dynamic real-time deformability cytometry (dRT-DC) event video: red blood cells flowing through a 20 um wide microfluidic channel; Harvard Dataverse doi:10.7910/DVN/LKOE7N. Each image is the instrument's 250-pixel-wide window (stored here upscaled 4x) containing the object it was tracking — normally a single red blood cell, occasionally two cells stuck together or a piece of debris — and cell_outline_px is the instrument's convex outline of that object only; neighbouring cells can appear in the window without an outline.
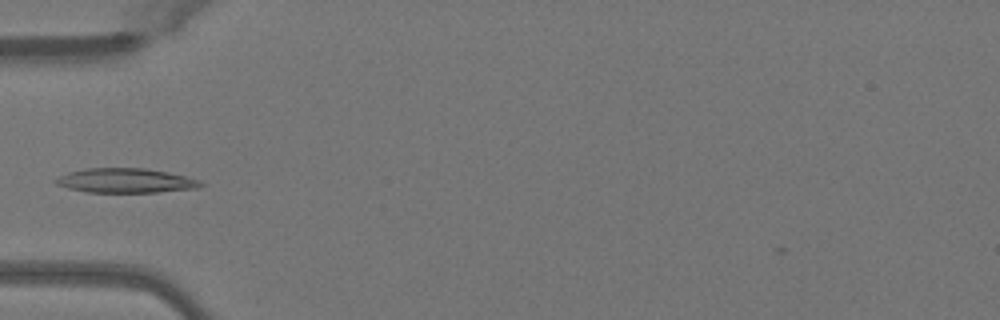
{"species": "Egyptian fruit bat (a non-hibernating species)", "species_latin": "Rousettus aegyptiacus", "temperature_condition": "warm", "stored_images_in_passage": 34, "camera_frame_rate_fps": 3000, "um_per_image_px": 0.085, "animal": {"sex": "female"}, "frame": {"image": 1, "passage_image": 1, "time_ms": 0.0, "image_size_px": [1000, 320], "cell_outline_px": [[204, 184], [196, 188], [156, 192], [84, 192], [68, 188], [56, 184], [52, 180], [56, 176], [68, 172], [88, 168], [148, 168], [168, 172], [200, 180]], "centroid_in_image_um": [10.62, 15.34], "position_along_channel_um": 74.4, "area_um2": 20.75}}
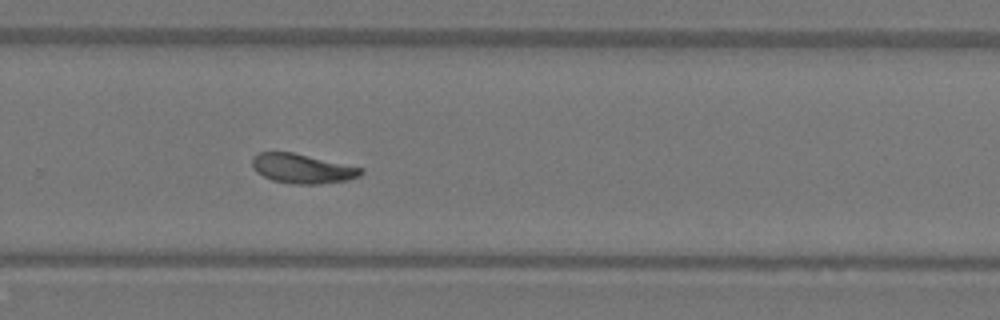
{"frame": {"image": 2, "passage_image": 18, "time_ms": 5.667, "image_size_px": [1000, 320], "cell_outline_px": [[364, 172], [360, 176], [348, 180], [316, 184], [292, 184], [272, 180], [256, 172], [252, 168], [252, 156], [260, 152], [292, 152], [364, 168]], "centroid_in_image_um": [25.69, 14.33], "position_along_channel_um": 304.1, "area_um2": 18.73}}
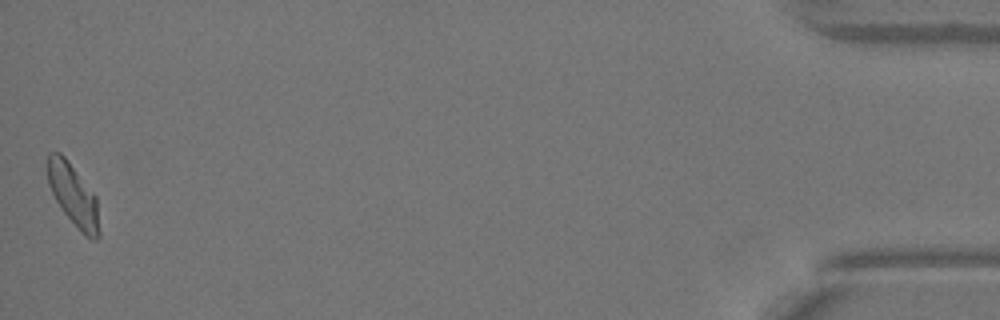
{"frame": {"image": 3, "passage_image": 34, "time_ms": 11.0, "image_size_px": [1000, 320], "cell_outline_px": [[100, 236], [96, 240], [92, 240], [84, 236], [80, 232], [64, 212], [56, 200], [48, 184], [48, 152], [60, 152], [64, 156], [96, 196], [100, 232]], "centroid_in_image_um": [6.25, 16.63], "position_along_channel_um": 428.9, "area_um2": 18.5}}